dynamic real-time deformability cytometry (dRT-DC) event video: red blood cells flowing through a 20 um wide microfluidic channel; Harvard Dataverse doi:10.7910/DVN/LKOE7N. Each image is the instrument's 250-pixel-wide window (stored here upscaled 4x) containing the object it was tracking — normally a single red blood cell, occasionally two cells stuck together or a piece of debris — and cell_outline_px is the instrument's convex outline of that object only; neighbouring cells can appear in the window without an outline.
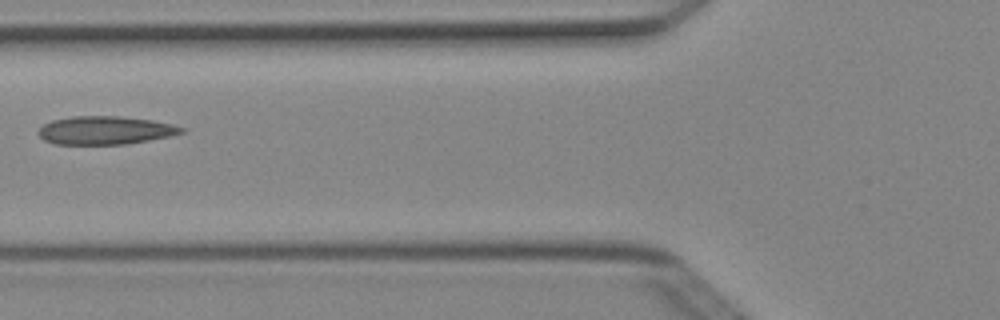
{"species": "Egyptian fruit bat (a non-hibernating species)", "species_latin": "Rousettus aegyptiacus", "temperature_condition": "cold", "stored_images_in_passage": 4, "camera_frame_rate_fps": 3000, "um_per_image_px": 0.085, "animal": {"sex": "female"}, "frame": {"image": 1, "passage_image": 3, "time_ms": 0.667, "image_size_px": [1000, 320], "cell_outline_px": [[188, 132], [172, 136], [124, 144], [56, 144], [44, 140], [36, 132], [44, 124], [52, 120], [72, 116], [120, 116], [152, 120], [172, 124], [188, 128]], "centroid_in_image_um": [9.0, 11.07], "position_along_channel_um": 116.8, "area_um2": 23.76}}
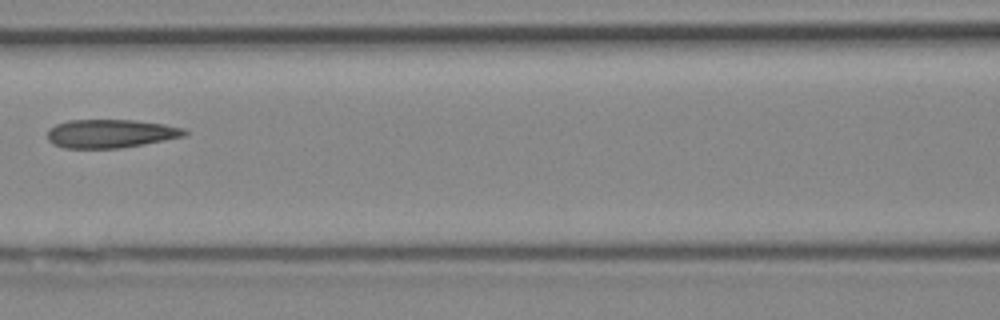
{"frame": {"image": 2, "passage_image": 4, "time_ms": 1.0, "image_size_px": [1000, 320], "cell_outline_px": [[188, 132], [184, 136], [144, 144], [120, 148], [64, 148], [52, 144], [48, 140], [48, 128], [56, 124], [68, 120], [136, 120], [164, 124], [184, 128]], "centroid_in_image_um": [9.37, 11.35], "position_along_channel_um": 157.2, "area_um2": 22.83}}